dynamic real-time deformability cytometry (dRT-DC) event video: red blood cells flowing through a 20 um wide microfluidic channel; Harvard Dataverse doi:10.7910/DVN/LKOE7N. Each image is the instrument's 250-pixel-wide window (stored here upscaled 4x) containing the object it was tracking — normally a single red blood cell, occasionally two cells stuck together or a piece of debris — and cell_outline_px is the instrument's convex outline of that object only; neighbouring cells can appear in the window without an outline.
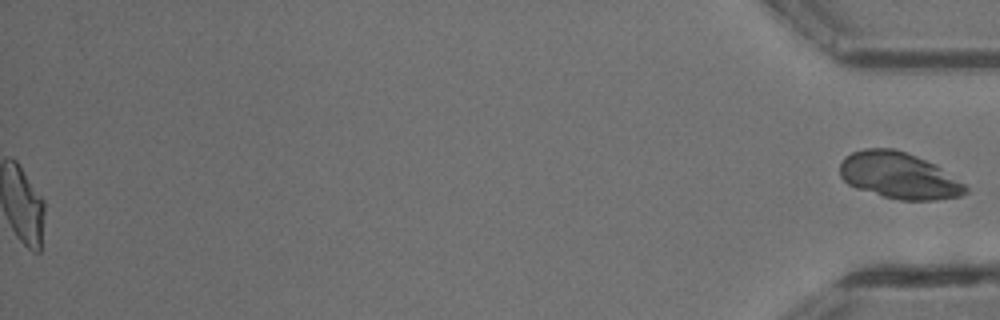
{"species": "common noctule bat (a hibernating species)", "species_latin": "Nyctalus noctula", "temperature_condition": "cold", "stored_images_in_passage": 55, "segment_of_instrument_passage": [2, 2], "camera_frame_rate_fps": 3000, "um_per_image_px": 0.085, "animal": {"sex": "male", "body_mass_g": 13.3}, "frame": {"image": 1, "passage_image": 55, "time_ms": 18.0, "image_size_px": [1000, 320], "cell_outline_px": [[968, 192], [960, 196], [936, 200], [900, 200], [884, 196], [856, 188], [848, 184], [840, 176], [840, 164], [844, 156], [852, 152], [864, 148], [892, 148], [916, 156], [936, 164], [964, 184], [968, 188]], "centroid_in_image_um": [76.4, 14.92], "position_along_channel_um": 358.8, "area_um2": 33.93}}